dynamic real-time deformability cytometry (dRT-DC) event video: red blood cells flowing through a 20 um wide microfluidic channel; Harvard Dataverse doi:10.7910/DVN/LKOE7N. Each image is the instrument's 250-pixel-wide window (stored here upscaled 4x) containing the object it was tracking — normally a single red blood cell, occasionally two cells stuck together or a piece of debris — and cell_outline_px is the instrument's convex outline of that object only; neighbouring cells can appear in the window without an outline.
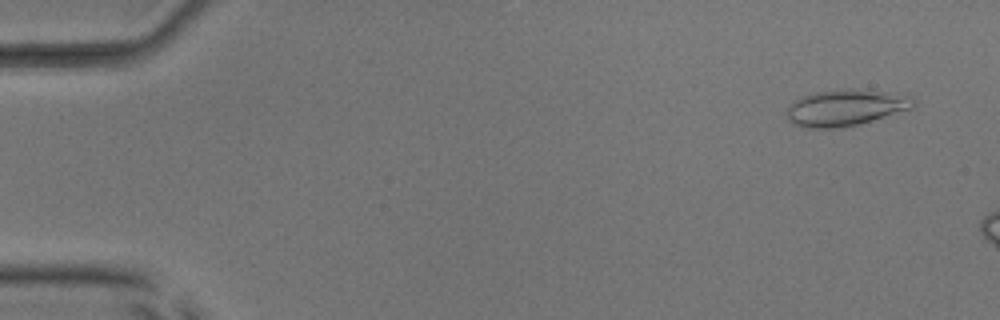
{"species": "common noctule bat (a hibernating species)", "species_latin": "Nyctalus noctula", "temperature_condition": "room temperature", "stored_images_in_passage": 12, "camera_frame_rate_fps": 3000, "um_per_image_px": 0.085, "animal": {"sex": "male", "body_mass_g": 17.9, "forearm_length_mm": 54.2}, "frame": {"image": 1, "passage_image": 3, "time_ms": 0.667, "image_size_px": [1000, 320], "cell_outline_px": [[916, 104], [912, 108], [860, 124], [840, 128], [804, 128], [792, 124], [788, 120], [788, 108], [796, 100], [804, 96], [816, 92], [840, 88], [856, 88], [912, 96], [916, 100]], "centroid_in_image_um": [71.9, 9.15], "position_along_channel_um": 13.1, "area_um2": 26.93}}